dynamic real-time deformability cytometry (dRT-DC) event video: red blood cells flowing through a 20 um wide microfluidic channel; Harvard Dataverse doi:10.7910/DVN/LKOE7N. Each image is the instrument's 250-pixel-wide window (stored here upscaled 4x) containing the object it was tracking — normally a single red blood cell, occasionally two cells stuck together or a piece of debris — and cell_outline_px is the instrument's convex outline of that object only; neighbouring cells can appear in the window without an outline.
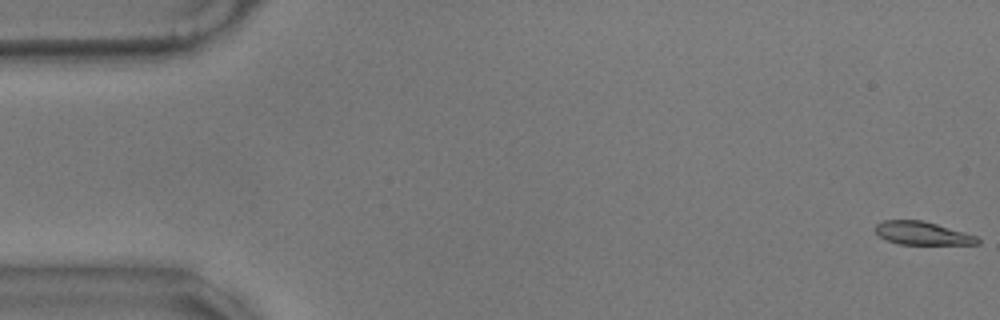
{"species": "common noctule bat (a hibernating species)", "species_latin": "Nyctalus noctula", "temperature_condition": "warm", "stored_images_in_passage": 58, "camera_frame_rate_fps": 3000, "um_per_image_px": 0.085, "animal": {"sex": "male", "body_mass_g": 17.9}, "frame": {"image": 1, "passage_image": 1, "time_ms": 0.0, "image_size_px": [1000, 320], "cell_outline_px": [[980, 244], [896, 244], [884, 240], [876, 232], [876, 224], [884, 220], [920, 220], [936, 224], [980, 236]], "centroid_in_image_um": [78.42, 19.83], "position_along_channel_um": 6.6, "area_um2": 13.87}}
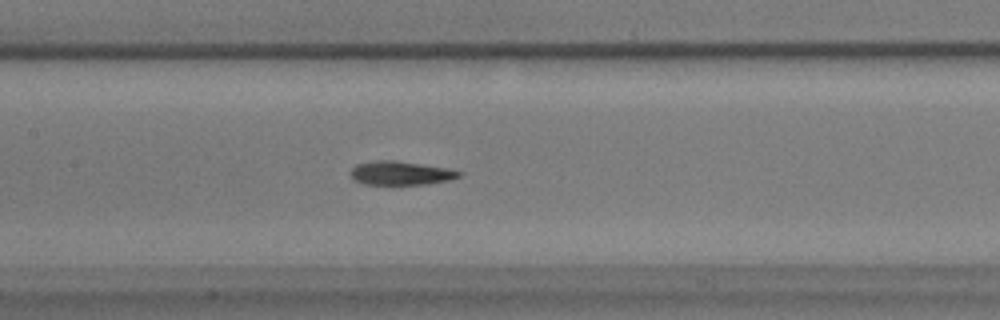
{"frame": {"image": 2, "passage_image": 27, "time_ms": 8.667, "image_size_px": [1000, 320], "cell_outline_px": [[464, 172], [460, 176], [452, 180], [428, 184], [364, 184], [352, 180], [352, 168], [356, 164], [372, 160], [396, 160], [448, 168]], "centroid_in_image_um": [34.09, 14.71], "position_along_channel_um": 173.3, "area_um2": 15.2}}
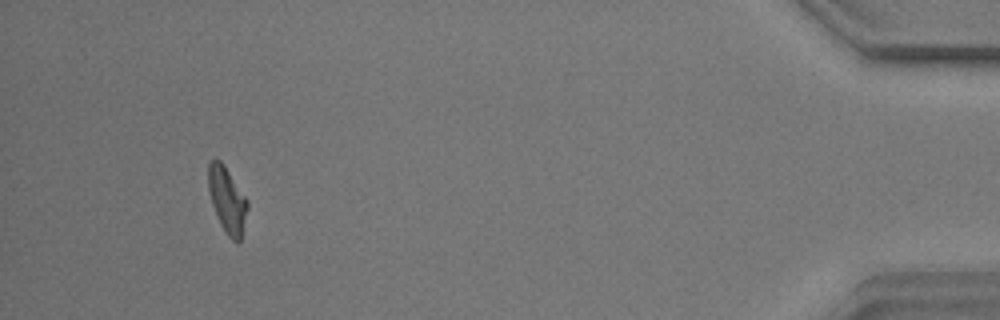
{"frame": {"image": 3, "passage_image": 54, "time_ms": 17.667, "image_size_px": [1000, 320], "cell_outline_px": [[248, 208], [240, 240], [236, 244], [224, 232], [216, 216], [212, 204], [208, 188], [208, 164], [212, 160], [220, 160], [248, 200]], "centroid_in_image_um": [19.3, 17.03], "position_along_channel_um": 415.9, "area_um2": 14.91}, "authors_computed_cell_mechanics": {"area_um2": 15.1436, "velocity_mm_per_s": 3.4943, "shape_relaxation_time_tau1_ms": 3.9877, "shape_relaxation_time_tau2_ms": 3.4411, "deformation_change_tau1": 0.1476, "deformation_change_tau2": 0.1144}}